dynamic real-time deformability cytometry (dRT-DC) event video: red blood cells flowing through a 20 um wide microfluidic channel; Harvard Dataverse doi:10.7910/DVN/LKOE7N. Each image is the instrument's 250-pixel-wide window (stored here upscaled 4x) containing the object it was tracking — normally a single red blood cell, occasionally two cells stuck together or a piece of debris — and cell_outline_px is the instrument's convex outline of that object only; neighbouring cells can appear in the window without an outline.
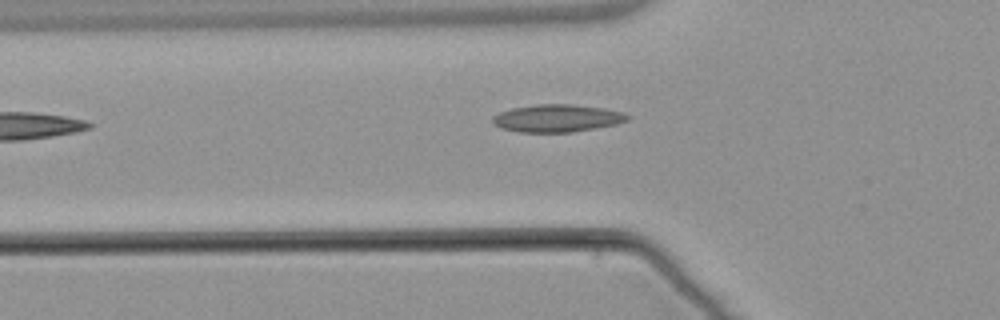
{"species": "common noctule bat (a hibernating species)", "species_latin": "Nyctalus noctula", "temperature_condition": "warm", "stored_images_in_passage": 4, "camera_frame_rate_fps": 3000, "um_per_image_px": 0.085, "animal": {"sex": "male", "body_mass_g": 21.5, "forearm_length_mm": 52.0}, "frame": {"image": 1, "passage_image": 3, "time_ms": 3.333, "image_size_px": [1000, 320], "cell_outline_px": [[628, 120], [616, 124], [568, 132], [520, 132], [504, 128], [496, 124], [492, 120], [492, 116], [500, 112], [512, 108], [536, 104], [572, 104], [604, 108], [624, 112], [628, 116]], "centroid_in_image_um": [47.36, 10.03], "position_along_channel_um": 78.4, "area_um2": 21.33}}
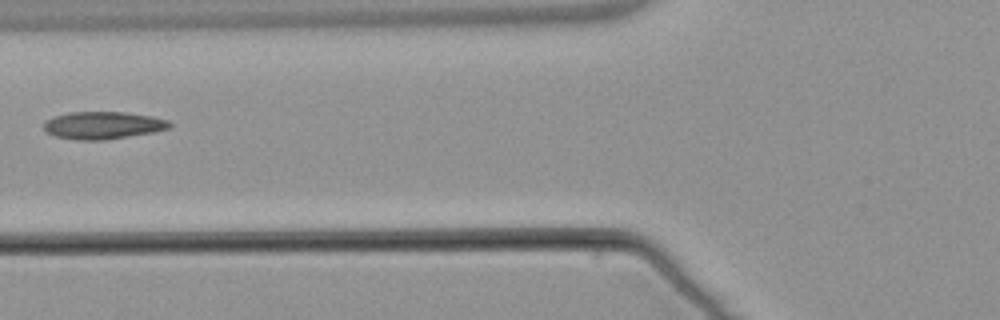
{"frame": {"image": 2, "passage_image": 4, "time_ms": 4.333, "image_size_px": [1000, 320], "cell_outline_px": [[172, 124], [168, 128], [152, 132], [104, 140], [76, 140], [56, 136], [48, 132], [44, 128], [44, 120], [52, 116], [72, 112], [124, 112], [152, 116], [168, 120]], "centroid_in_image_um": [8.72, 10.64], "position_along_channel_um": 117.1, "area_um2": 20.0}}